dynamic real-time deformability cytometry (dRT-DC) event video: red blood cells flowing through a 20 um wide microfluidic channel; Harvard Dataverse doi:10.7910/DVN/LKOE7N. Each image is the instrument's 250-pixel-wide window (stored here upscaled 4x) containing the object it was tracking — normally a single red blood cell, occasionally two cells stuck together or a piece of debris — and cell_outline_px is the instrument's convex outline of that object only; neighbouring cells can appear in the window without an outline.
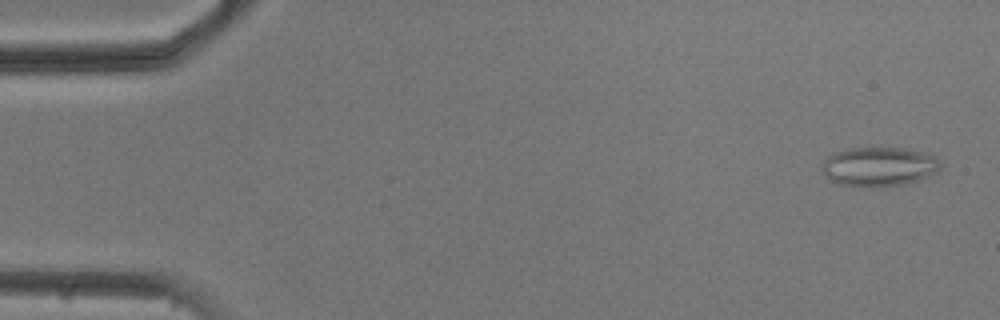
{"species": "common noctule bat (a hibernating species)", "species_latin": "Nyctalus noctula", "temperature_condition": "cold", "stored_images_in_passage": 5, "camera_frame_rate_fps": 3000, "um_per_image_px": 0.085, "animal": {"sex": "male", "body_mass_g": 20.5, "forearm_length_mm": 52.5}, "frame": {"image": 1, "passage_image": 1, "time_ms": 0.0, "image_size_px": [1000, 320], "cell_outline_px": [[940, 168], [936, 172], [928, 176], [916, 180], [900, 184], [840, 184], [832, 180], [820, 168], [820, 164], [828, 156], [836, 152], [852, 148], [900, 148], [924, 152], [936, 156], [940, 164]], "centroid_in_image_um": [74.72, 14.11], "position_along_channel_um": 10.3, "area_um2": 26.01}}